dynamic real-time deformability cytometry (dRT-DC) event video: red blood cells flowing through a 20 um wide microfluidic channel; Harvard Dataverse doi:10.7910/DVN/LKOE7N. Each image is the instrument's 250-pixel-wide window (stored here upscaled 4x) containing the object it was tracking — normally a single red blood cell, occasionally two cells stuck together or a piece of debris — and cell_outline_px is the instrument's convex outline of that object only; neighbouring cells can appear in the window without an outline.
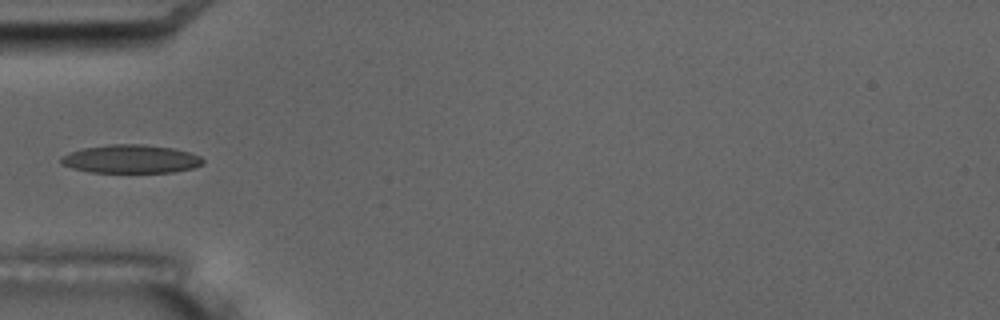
{"species": "common noctule bat (a hibernating species)", "species_latin": "Nyctalus noctula", "temperature_condition": "room temperature", "stored_images_in_passage": 6, "camera_frame_rate_fps": 3000, "um_per_image_px": 0.085, "animal": {"sex": "male", "body_mass_g": 17.5, "forearm_length_mm": 52.3}, "frame": {"image": 1, "passage_image": 6, "time_ms": 5.667, "image_size_px": [1000, 320], "cell_outline_px": [[204, 164], [192, 168], [172, 172], [92, 172], [72, 168], [60, 164], [60, 156], [68, 152], [84, 148], [112, 144], [144, 144], [172, 148], [188, 152], [200, 156], [204, 160]], "centroid_in_image_um": [11.1, 13.51], "position_along_channel_um": 73.9, "area_um2": 23.47}}